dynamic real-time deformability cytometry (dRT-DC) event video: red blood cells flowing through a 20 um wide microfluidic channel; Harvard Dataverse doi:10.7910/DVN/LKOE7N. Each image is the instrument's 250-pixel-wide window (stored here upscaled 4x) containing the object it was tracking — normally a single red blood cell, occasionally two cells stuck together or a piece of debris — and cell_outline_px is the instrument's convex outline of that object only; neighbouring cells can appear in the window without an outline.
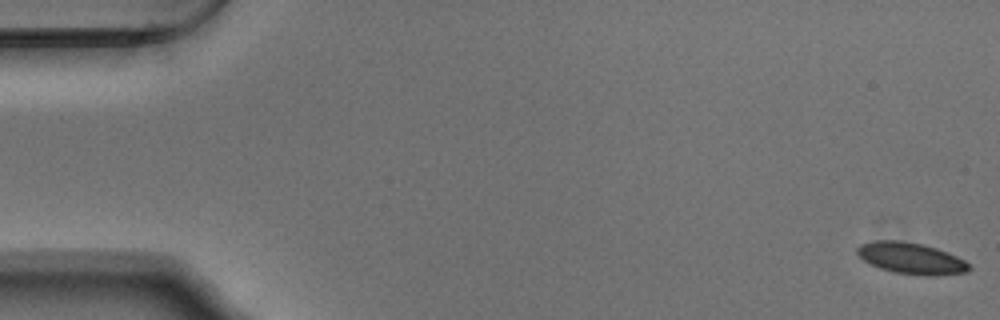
{"species": "Egyptian fruit bat (a non-hibernating species)", "species_latin": "Rousettus aegyptiacus", "temperature_condition": "warm", "stored_images_in_passage": 54, "camera_frame_rate_fps": 3000, "um_per_image_px": 0.085, "animal": {"sex": "male"}, "frame": {"image": 1, "passage_image": 1, "time_ms": 0.0, "image_size_px": [1000, 320], "cell_outline_px": [[972, 268], [968, 272], [932, 276], [928, 276], [892, 272], [880, 268], [864, 260], [856, 252], [856, 248], [860, 244], [876, 240], [900, 240], [924, 244], [948, 252], [964, 260]], "centroid_in_image_um": [77.46, 21.95], "position_along_channel_um": 7.5, "area_um2": 20.52}}
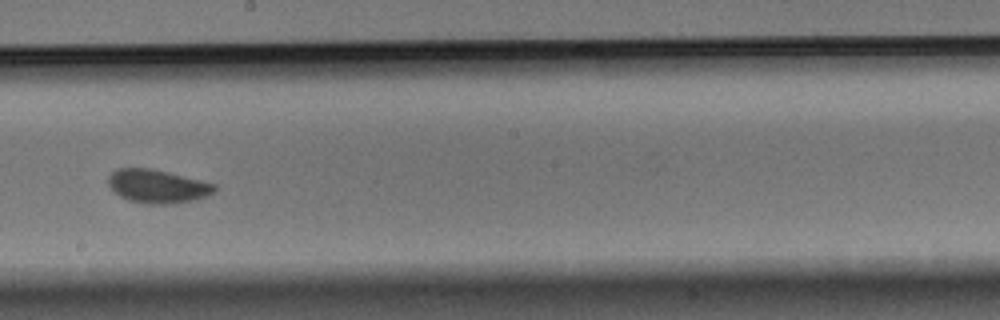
{"frame": {"image": 2, "passage_image": 31, "time_ms": 10.0, "image_size_px": [1000, 320], "cell_outline_px": [[216, 192], [208, 196], [196, 200], [172, 204], [144, 204], [128, 200], [120, 196], [108, 184], [108, 176], [116, 168], [152, 168], [216, 184]], "centroid_in_image_um": [13.41, 15.84], "position_along_channel_um": 234.8, "area_um2": 20.92}}
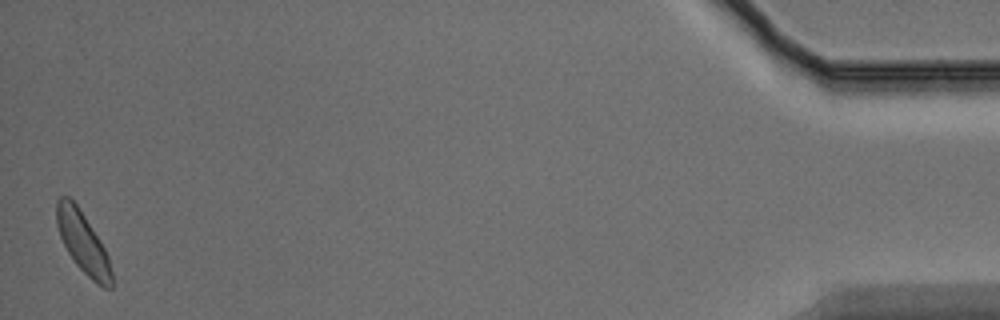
{"frame": {"image": 3, "passage_image": 54, "time_ms": 17.667, "image_size_px": [1000, 320], "cell_outline_px": [[112, 288], [104, 288], [96, 284], [76, 264], [68, 252], [60, 236], [56, 224], [56, 200], [60, 196], [68, 196], [76, 204], [100, 240], [108, 256], [112, 272]], "centroid_in_image_um": [7.04, 20.62], "position_along_channel_um": 428.2, "area_um2": 19.36}, "authors_computed_cell_mechanics": {"area_um2": 20.4612, "velocity_mm_per_s": 3.7206, "shape_relaxation_time_tau1_ms": 5.3974, "shape_relaxation_time_tau2_ms": 1.0879, "deformation_change_tau1": 0.1321, "deformation_change_tau2": 0.0657}}